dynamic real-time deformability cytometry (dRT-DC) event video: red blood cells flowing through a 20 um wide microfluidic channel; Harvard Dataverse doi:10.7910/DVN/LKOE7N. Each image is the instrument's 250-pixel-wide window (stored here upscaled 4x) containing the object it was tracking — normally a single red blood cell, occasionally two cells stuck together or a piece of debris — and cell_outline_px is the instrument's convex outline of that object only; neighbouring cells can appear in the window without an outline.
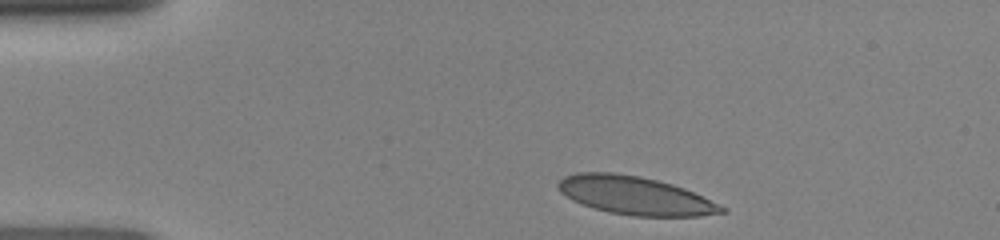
{"species": "human", "species_latin": "Homo sapiens", "temperature_condition": "room temperature", "stored_images_in_passage": 10, "camera_frame_rate_fps": 3000, "um_per_image_px": 0.085, "donor": {"sex": "female"}, "frame": {"image": 1, "passage_image": 1, "time_ms": 0.0, "image_size_px": [1000, 240], "cell_outline_px": [[728, 212], [700, 216], [632, 216], [608, 212], [572, 200], [560, 192], [556, 188], [556, 184], [564, 176], [576, 172], [612, 172], [640, 176], [672, 184], [684, 188], [728, 208]], "centroid_in_image_um": [53.98, 16.62], "position_along_channel_um": 31.0, "area_um2": 36.47}}
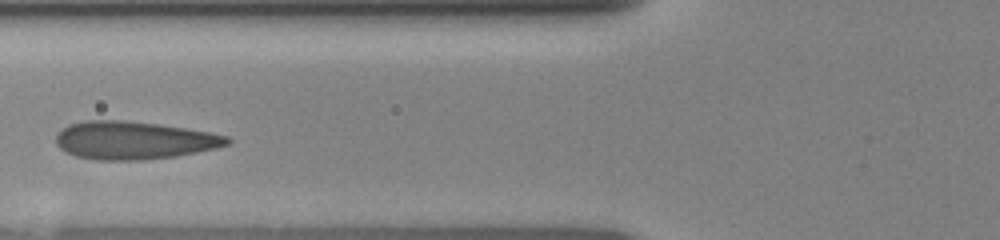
{"frame": {"image": 2, "passage_image": 6, "time_ms": 3.333, "image_size_px": [1000, 240], "cell_outline_px": [[232, 140], [228, 144], [216, 148], [176, 156], [144, 160], [96, 160], [76, 156], [64, 152], [56, 144], [56, 132], [68, 124], [88, 120], [124, 120], [156, 124], [184, 128], [208, 132], [228, 136]], "centroid_in_image_um": [11.33, 11.93], "position_along_channel_um": 114.5, "area_um2": 37.92}}
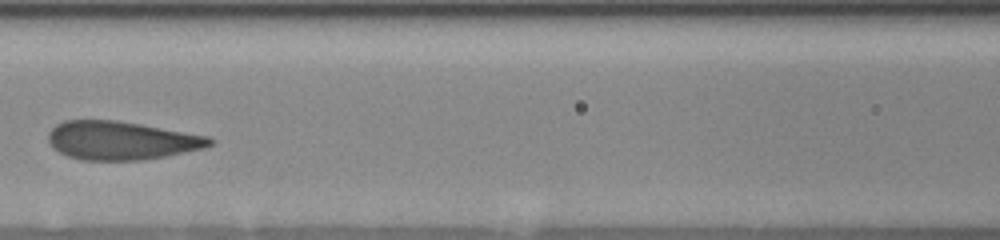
{"frame": {"image": 3, "passage_image": 8, "time_ms": 4.333, "image_size_px": [1000, 240], "cell_outline_px": [[216, 140], [212, 144], [204, 148], [168, 156], [144, 160], [80, 160], [68, 156], [52, 148], [48, 140], [48, 132], [56, 124], [64, 120], [116, 120], [140, 124], [208, 136]], "centroid_in_image_um": [10.3, 11.95], "position_along_channel_um": 156.3, "area_um2": 36.36}}